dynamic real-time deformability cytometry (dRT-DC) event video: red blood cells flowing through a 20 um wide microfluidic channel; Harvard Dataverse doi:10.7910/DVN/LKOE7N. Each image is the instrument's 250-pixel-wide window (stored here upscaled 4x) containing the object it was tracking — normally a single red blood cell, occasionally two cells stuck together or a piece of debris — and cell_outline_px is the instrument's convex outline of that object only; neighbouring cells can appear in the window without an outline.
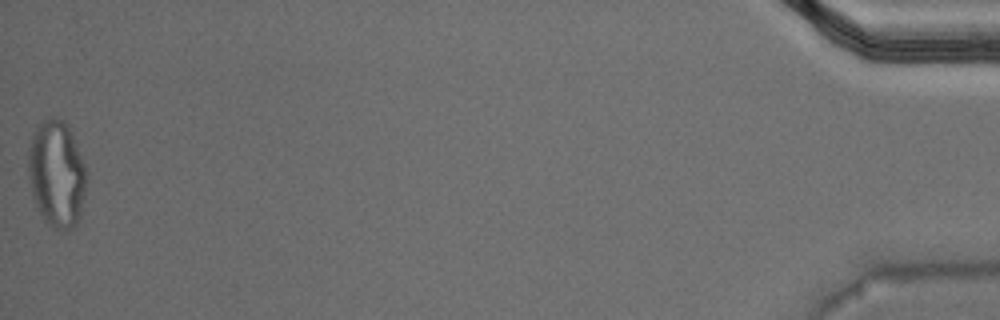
{"species": "Egyptian fruit bat (a non-hibernating species)", "species_latin": "Rousettus aegyptiacus", "temperature_condition": "warm", "stored_images_in_passage": 41, "camera_frame_rate_fps": 3000, "um_per_image_px": 0.085, "animal": {"sex": "male"}, "frame": {"image": 1, "passage_image": 41, "time_ms": 13.333, "image_size_px": [1000, 320], "cell_outline_px": [[84, 188], [80, 204], [76, 216], [72, 224], [68, 228], [56, 224], [48, 220], [40, 208], [32, 188], [28, 168], [28, 160], [32, 140], [40, 128], [48, 120], [60, 120], [64, 124], [72, 140], [84, 168]], "centroid_in_image_um": [4.78, 14.74], "position_along_channel_um": 430.4, "area_um2": 31.85}, "authors_computed_cell_mechanics": {"area_um2": 20.1722, "velocity_mm_per_s": 3.7376, "shape_relaxation_time_tau1_ms": null, "shape_relaxation_time_tau2_ms": 1.6003, "deformation_change_tau1": null, "deformation_change_tau2": 0.1077}}